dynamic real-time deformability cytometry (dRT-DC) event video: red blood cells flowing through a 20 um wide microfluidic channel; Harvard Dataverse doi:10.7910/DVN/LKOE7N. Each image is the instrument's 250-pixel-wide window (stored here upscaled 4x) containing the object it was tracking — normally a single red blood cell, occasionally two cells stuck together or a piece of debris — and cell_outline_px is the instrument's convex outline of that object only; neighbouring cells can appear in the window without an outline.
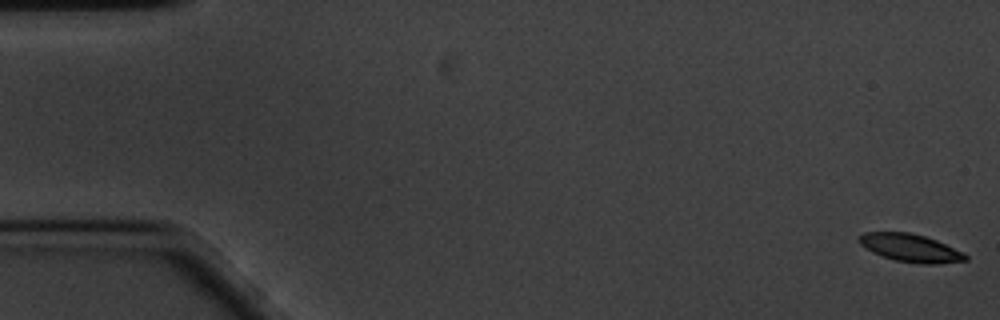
{"species": "common noctule bat (a hibernating species)", "species_latin": "Nyctalus noctula", "temperature_condition": "cold", "stored_images_in_passage": 60, "camera_frame_rate_fps": 3000, "um_per_image_px": 0.085, "animal": {"sex": "male", "body_mass_g": 20.1, "forearm_length_mm": 53.5}, "frame": {"image": 1, "passage_image": 1, "time_ms": 0.0, "image_size_px": [1000, 320], "cell_outline_px": [[968, 260], [936, 264], [920, 264], [896, 260], [872, 252], [860, 244], [856, 240], [864, 232], [908, 232], [924, 236], [936, 240], [964, 252], [968, 256]], "centroid_in_image_um": [77.4, 21.07], "position_along_channel_um": 7.6, "area_um2": 17.22}}
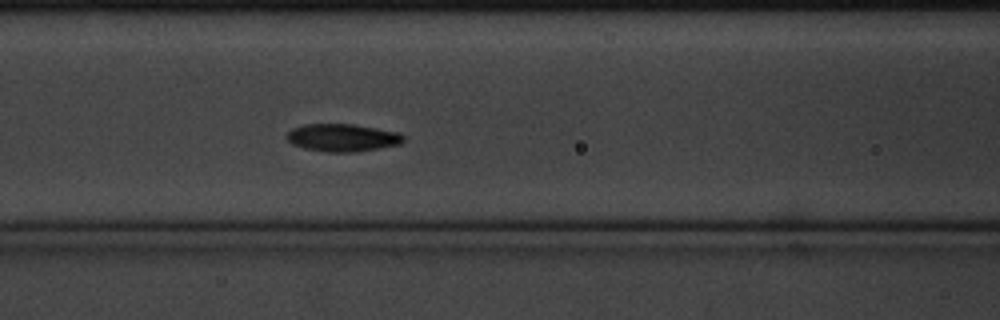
{"frame": {"image": 2, "passage_image": 25, "time_ms": 8.0, "image_size_px": [1000, 320], "cell_outline_px": [[404, 140], [400, 144], [356, 152], [324, 152], [304, 148], [292, 144], [284, 136], [292, 128], [304, 124], [352, 124], [400, 132], [404, 136]], "centroid_in_image_um": [29.09, 11.7], "position_along_channel_um": 137.5, "area_um2": 18.9}}
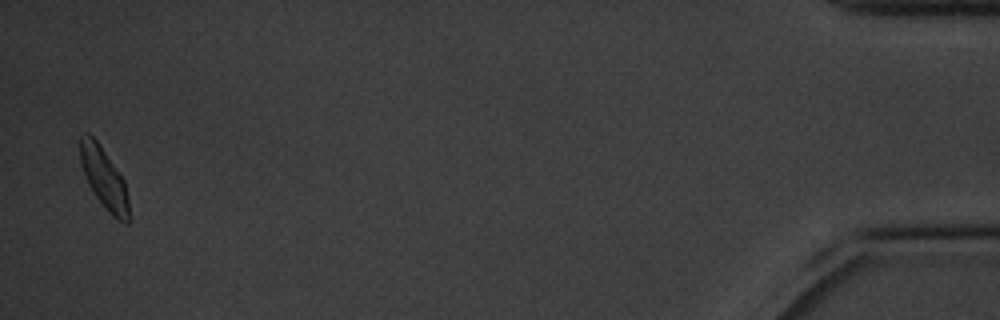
{"frame": {"image": 3, "passage_image": 59, "time_ms": 19.333, "image_size_px": [1000, 320], "cell_outline_px": [[128, 224], [124, 224], [112, 216], [108, 212], [96, 196], [88, 184], [80, 164], [80, 136], [84, 132], [88, 132], [96, 140], [124, 180], [128, 200]], "centroid_in_image_um": [8.82, 15.15], "position_along_channel_um": 426.4, "area_um2": 17.05}, "authors_computed_cell_mechanics": {"area_um2": 17.7157, "velocity_mm_per_s": 3.3336, "shape_relaxation_time_tau1_ms": null, "shape_relaxation_time_tau2_ms": 7.7317, "deformation_change_tau1": null, "deformation_change_tau2": 0.1228}}